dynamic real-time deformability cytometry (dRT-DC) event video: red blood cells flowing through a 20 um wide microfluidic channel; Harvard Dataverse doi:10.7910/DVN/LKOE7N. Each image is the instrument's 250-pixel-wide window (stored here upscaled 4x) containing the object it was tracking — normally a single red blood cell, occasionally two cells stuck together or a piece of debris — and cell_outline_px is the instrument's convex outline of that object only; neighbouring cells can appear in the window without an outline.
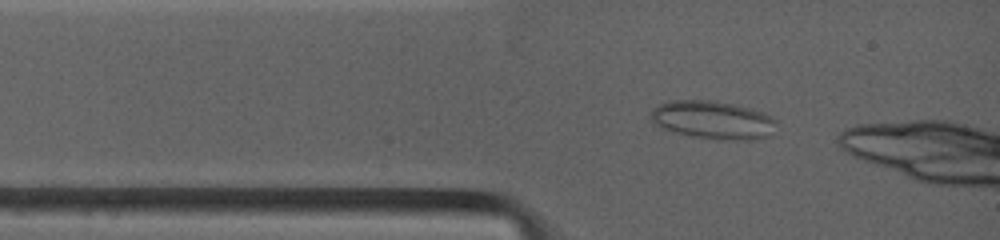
{"species": "common noctule bat (a hibernating species)", "species_latin": "Nyctalus noctula", "temperature_condition": "warm", "stored_images_in_passage": 54, "camera_frame_rate_fps": 4500, "um_per_image_px": 0.085, "animal": {"sex": "female", "body_mass_g": 19.0, "forearm_length_mm": 53.3}, "frame": {"image": 1, "passage_image": 3, "time_ms": 0.444, "image_size_px": [1000, 240], "cell_outline_px": [[776, 120], [768, 136], [760, 140], [716, 140], [688, 136], [672, 132], [660, 128], [652, 120], [652, 108], [660, 104], [672, 100], [716, 100], [736, 104], [764, 112], [772, 116]], "centroid_in_image_um": [60.59, 10.2], "position_along_channel_um": 24.4, "area_um2": 28.38}}
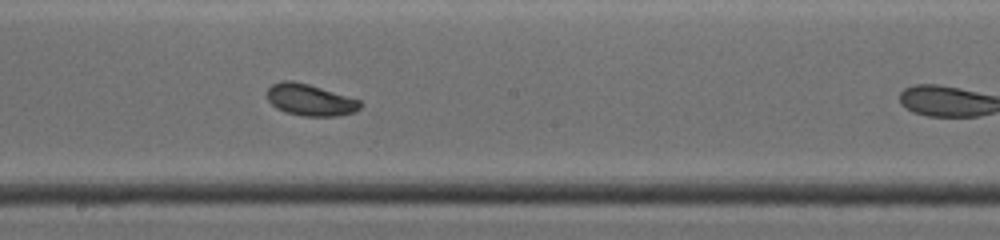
{"frame": {"image": 2, "passage_image": 25, "time_ms": 5.778, "image_size_px": [1000, 240], "cell_outline_px": [[364, 104], [356, 112], [340, 116], [304, 116], [284, 112], [276, 108], [268, 100], [268, 88], [272, 84], [280, 80], [292, 80], [308, 84], [360, 100]], "centroid_in_image_um": [26.38, 8.5], "position_along_channel_um": 221.8, "area_um2": 17.28}}
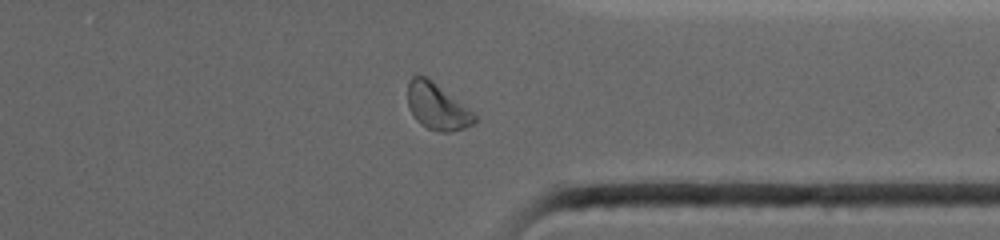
{"frame": {"image": 3, "passage_image": 42, "time_ms": 9.778, "image_size_px": [1000, 240], "cell_outline_px": [[476, 124], [464, 128], [448, 132], [440, 132], [428, 128], [420, 124], [416, 120], [408, 104], [408, 80], [412, 76], [424, 76], [468, 108], [476, 116]], "centroid_in_image_um": [37.15, 9.09], "position_along_channel_um": 374.3, "area_um2": 17.57}, "authors_computed_cell_mechanics": {"area_um2": 17.7446, "velocity_mm_per_s": 3.8845, "shape_relaxation_time_tau1_ms": 7.3972, "shape_relaxation_time_tau2_ms": 1.2607, "deformation_change_tau1": 0.093, "deformation_change_tau2": 0.0505}}